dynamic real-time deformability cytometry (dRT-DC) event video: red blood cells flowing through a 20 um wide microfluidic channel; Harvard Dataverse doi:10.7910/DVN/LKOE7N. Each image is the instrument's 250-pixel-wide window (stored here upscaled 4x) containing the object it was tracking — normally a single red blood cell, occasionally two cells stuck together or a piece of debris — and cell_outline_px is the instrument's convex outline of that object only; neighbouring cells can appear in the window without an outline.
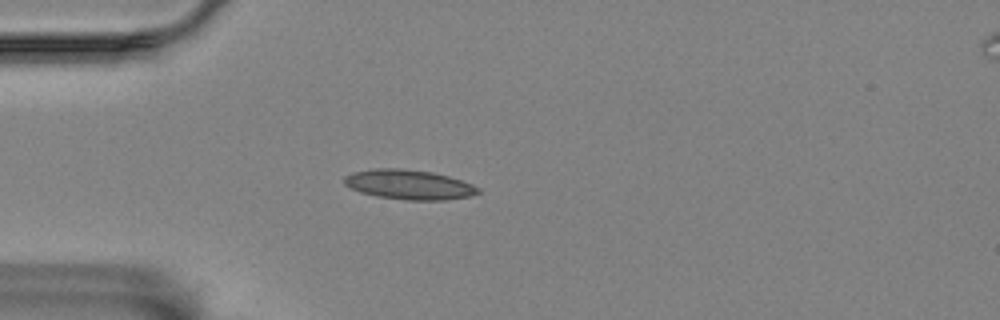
{"species": "Egyptian fruit bat (a non-hibernating species)", "species_latin": "Rousettus aegyptiacus", "temperature_condition": "room temperature", "stored_images_in_passage": 26, "camera_frame_rate_fps": 3000, "um_per_image_px": 0.085, "animal": {"sex": "female"}, "frame": {"image": 1, "passage_image": 1, "time_ms": 0.0, "image_size_px": [1000, 320], "cell_outline_px": [[480, 192], [472, 196], [444, 200], [404, 200], [376, 196], [360, 192], [344, 184], [344, 176], [352, 172], [372, 168], [400, 168], [432, 172], [448, 176], [472, 184], [480, 188]], "centroid_in_image_um": [34.76, 15.69], "position_along_channel_um": 50.2, "area_um2": 23.29}}
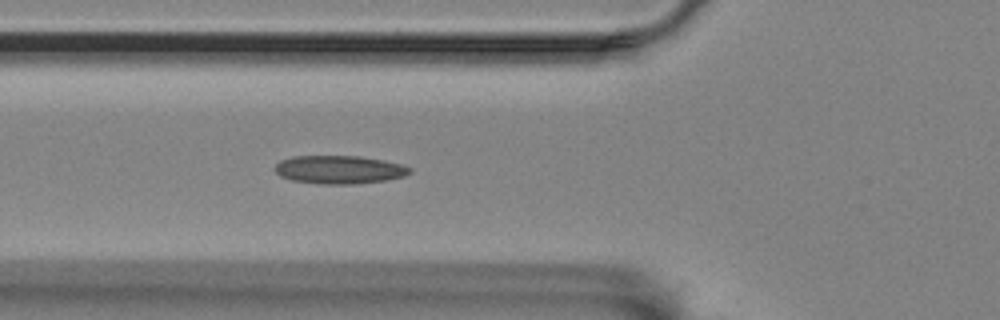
{"frame": {"image": 2, "passage_image": 6, "time_ms": 1.667, "image_size_px": [1000, 320], "cell_outline_px": [[412, 172], [404, 176], [384, 180], [356, 184], [320, 184], [292, 180], [280, 176], [276, 172], [276, 164], [280, 160], [292, 156], [360, 156], [384, 160], [400, 164], [412, 168]], "centroid_in_image_um": [28.84, 14.41], "position_along_channel_um": 97.0, "area_um2": 22.2}}
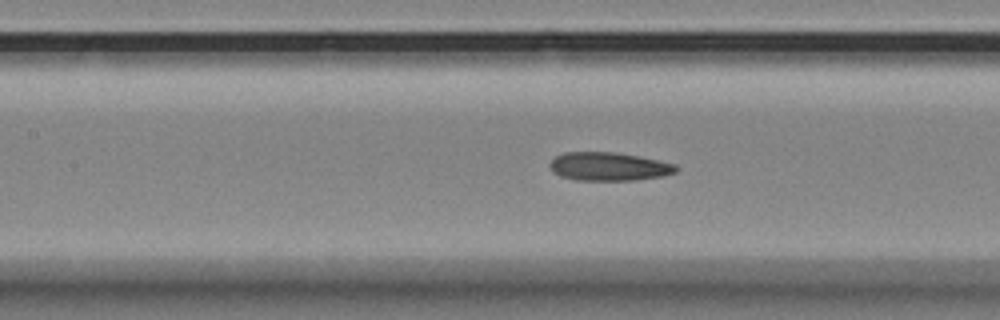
{"frame": {"image": 3, "passage_image": 11, "time_ms": 3.333, "image_size_px": [1000, 320], "cell_outline_px": [[680, 168], [676, 172], [664, 176], [636, 180], [576, 180], [560, 176], [552, 172], [548, 164], [556, 156], [564, 152], [616, 152], [676, 164]], "centroid_in_image_um": [51.74, 14.16], "position_along_channel_um": 155.7, "area_um2": 20.98}}